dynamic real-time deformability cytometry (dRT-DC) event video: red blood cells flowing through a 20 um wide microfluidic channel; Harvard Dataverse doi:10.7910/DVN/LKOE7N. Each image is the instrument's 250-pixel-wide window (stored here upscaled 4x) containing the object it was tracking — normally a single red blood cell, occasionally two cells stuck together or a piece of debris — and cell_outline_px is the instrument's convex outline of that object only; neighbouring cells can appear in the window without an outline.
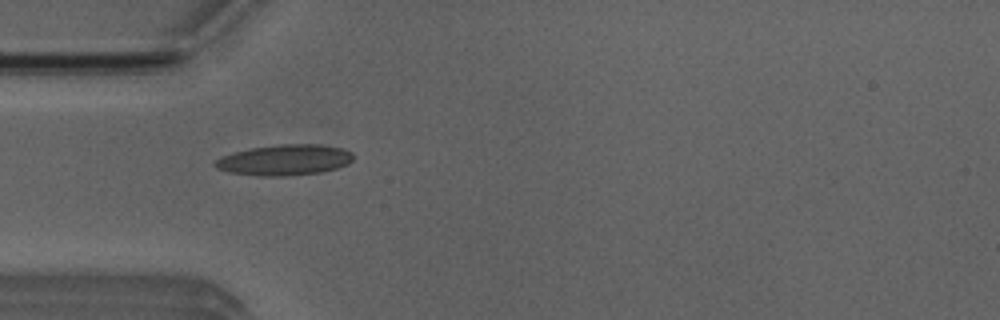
{"species": "Egyptian fruit bat (a non-hibernating species)", "species_latin": "Rousettus aegyptiacus", "temperature_condition": "room temperature", "stored_images_in_passage": 2, "camera_frame_rate_fps": 3000, "um_per_image_px": 0.085, "animal": {"sex": "male"}, "frame": {"image": 1, "passage_image": 2, "time_ms": 1.0, "image_size_px": [1000, 320], "cell_outline_px": [[352, 160], [348, 164], [336, 168], [320, 172], [288, 176], [256, 176], [228, 172], [216, 168], [212, 164], [220, 156], [252, 148], [280, 144], [320, 144], [340, 148], [352, 152]], "centroid_in_image_um": [24.16, 13.6], "position_along_channel_um": 60.8, "area_um2": 24.74}}